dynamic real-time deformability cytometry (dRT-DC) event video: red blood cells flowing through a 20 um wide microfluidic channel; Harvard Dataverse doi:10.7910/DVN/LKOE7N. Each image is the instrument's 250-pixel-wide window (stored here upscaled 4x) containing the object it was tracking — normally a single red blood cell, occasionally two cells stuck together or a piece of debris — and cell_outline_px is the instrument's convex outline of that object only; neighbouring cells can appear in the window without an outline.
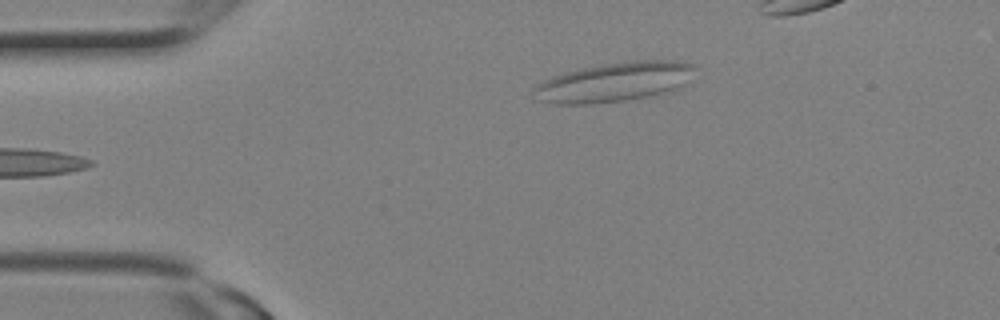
{"species": "Egyptian fruit bat (a non-hibernating species)", "species_latin": "Rousettus aegyptiacus", "temperature_condition": "room temperature", "stored_images_in_passage": 4, "camera_frame_rate_fps": 3000, "um_per_image_px": 0.085, "animal": {"sex": "female"}, "frame": {"image": 1, "passage_image": 4, "time_ms": 1.0, "image_size_px": [1000, 320], "cell_outline_px": [[700, 68], [684, 84], [676, 88], [664, 92], [648, 96], [624, 100], [592, 104], [556, 104], [532, 100], [532, 88], [536, 84], [552, 76], [584, 68], [604, 64], [636, 60], [668, 60], [696, 64]], "centroid_in_image_um": [52.18, 6.98], "position_along_channel_um": 32.8, "area_um2": 37.17}}